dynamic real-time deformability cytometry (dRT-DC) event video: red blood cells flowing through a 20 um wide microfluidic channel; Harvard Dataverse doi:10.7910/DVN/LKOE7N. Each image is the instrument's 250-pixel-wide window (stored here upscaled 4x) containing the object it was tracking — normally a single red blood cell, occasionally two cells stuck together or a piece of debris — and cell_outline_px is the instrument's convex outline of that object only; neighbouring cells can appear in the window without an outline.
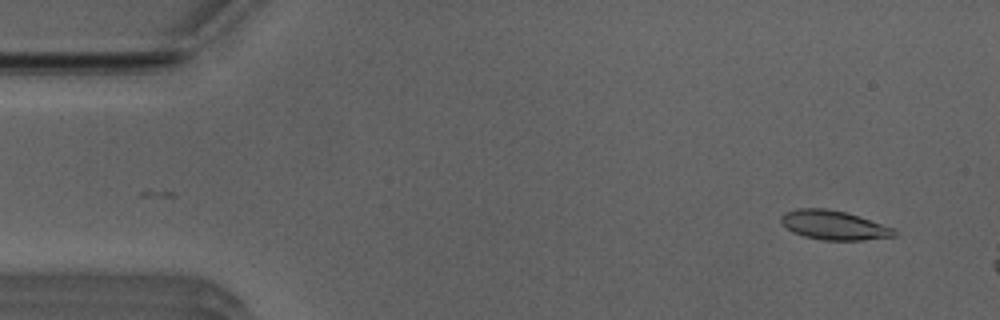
{"species": "Egyptian fruit bat (a non-hibernating species)", "species_latin": "Rousettus aegyptiacus", "temperature_condition": "room temperature", "stored_images_in_passage": 10, "camera_frame_rate_fps": 3000, "um_per_image_px": 0.085, "animal": {"sex": "male"}, "frame": {"image": 1, "passage_image": 4, "time_ms": 1.0, "image_size_px": [1000, 320], "cell_outline_px": [[896, 236], [860, 240], [824, 240], [804, 236], [792, 232], [780, 220], [780, 216], [784, 212], [796, 208], [824, 208], [844, 212], [896, 228]], "centroid_in_image_um": [70.86, 19.13], "position_along_channel_um": 14.1, "area_um2": 19.13}}